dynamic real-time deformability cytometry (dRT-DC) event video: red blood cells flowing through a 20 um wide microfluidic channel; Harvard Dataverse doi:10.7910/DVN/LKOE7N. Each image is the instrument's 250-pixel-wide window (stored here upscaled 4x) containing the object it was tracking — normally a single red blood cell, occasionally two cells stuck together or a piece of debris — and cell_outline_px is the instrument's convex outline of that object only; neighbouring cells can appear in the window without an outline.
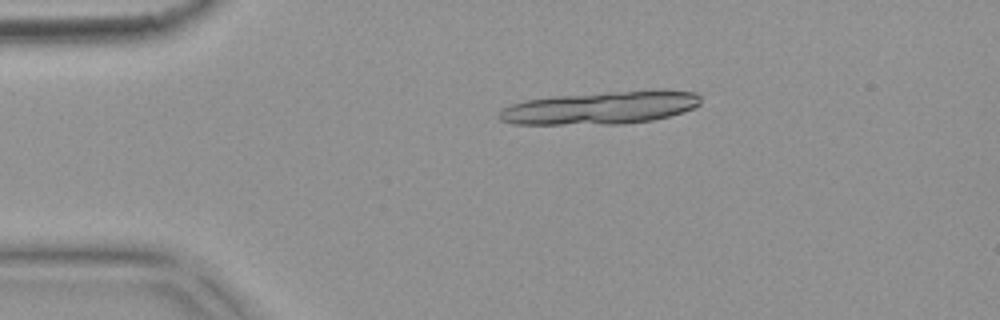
{"species": "common noctule bat (a hibernating species)", "species_latin": "Nyctalus noctula", "temperature_condition": "warm", "stored_images_in_passage": 7, "camera_frame_rate_fps": 3000, "um_per_image_px": 0.085, "animal": {"sex": "female", "body_mass_g": 18.4}, "frame": {"image": 1, "passage_image": 3, "time_ms": 0.667, "image_size_px": [1000, 320], "cell_outline_px": [[700, 104], [692, 108], [668, 116], [652, 120], [624, 124], [512, 124], [500, 120], [496, 116], [504, 108], [512, 104], [524, 100], [552, 96], [604, 92], [660, 88], [664, 88], [696, 92], [700, 96]], "centroid_in_image_um": [51.09, 9.14], "position_along_channel_um": 33.9, "area_um2": 39.13}}
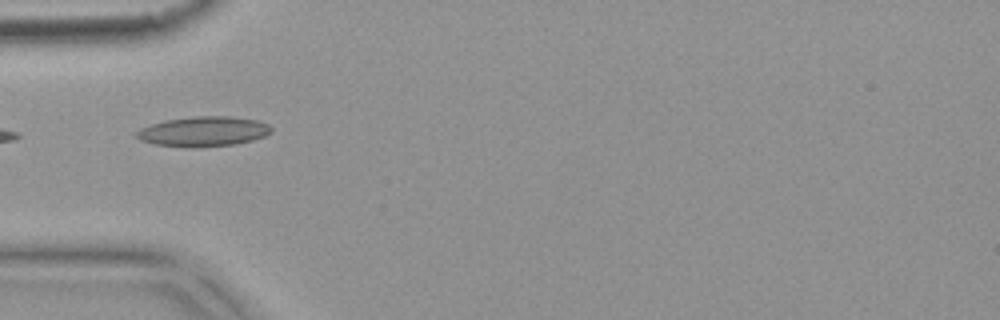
{"frame": {"image": 2, "passage_image": 5, "time_ms": 1.333, "image_size_px": [1000, 320], "cell_outline_px": [[272, 132], [264, 136], [252, 140], [232, 144], [156, 144], [140, 140], [136, 136], [136, 132], [140, 128], [164, 120], [196, 116], [228, 116], [256, 120], [268, 124], [272, 128]], "centroid_in_image_um": [17.32, 11.11], "position_along_channel_um": 67.7, "area_um2": 22.25}}